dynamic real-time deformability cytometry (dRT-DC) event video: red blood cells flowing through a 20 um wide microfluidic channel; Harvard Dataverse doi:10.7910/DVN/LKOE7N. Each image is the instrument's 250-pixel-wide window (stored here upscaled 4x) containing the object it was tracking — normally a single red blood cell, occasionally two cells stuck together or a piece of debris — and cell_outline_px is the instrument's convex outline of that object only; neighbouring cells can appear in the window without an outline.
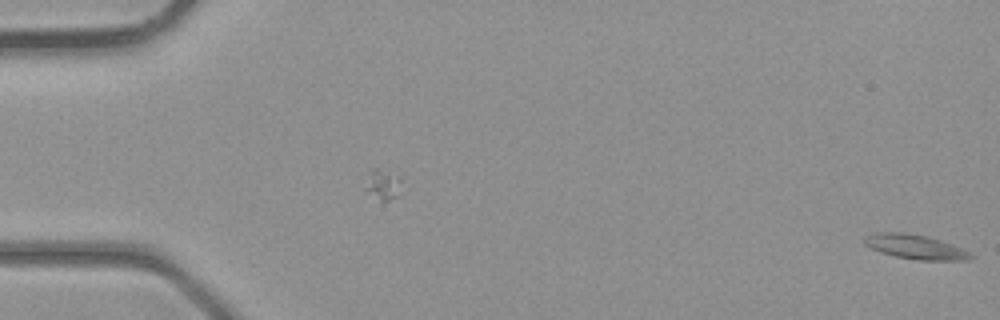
{"species": "common noctule bat (a hibernating species)", "species_latin": "Nyctalus noctula", "temperature_condition": "room temperature", "stored_images_in_passage": 7, "camera_frame_rate_fps": 3000, "um_per_image_px": 0.085, "animal": {"sex": "male", "body_mass_g": 23.1, "forearm_length_mm": 52.7}, "frame": {"image": 1, "passage_image": 7, "time_ms": 2.0, "image_size_px": [1000, 320], "cell_outline_px": [[972, 256], [968, 260], [916, 260], [896, 256], [880, 252], [864, 244], [864, 236], [872, 232], [904, 232], [928, 236], [952, 244], [968, 252]], "centroid_in_image_um": [77.74, 20.96], "position_along_channel_um": 7.3, "area_um2": 15.09}}